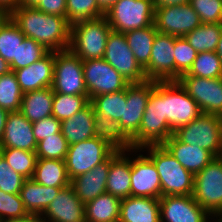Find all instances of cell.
<instances>
[{
  "mask_svg": "<svg viewBox=\"0 0 222 222\" xmlns=\"http://www.w3.org/2000/svg\"><path fill=\"white\" fill-rule=\"evenodd\" d=\"M8 16L27 38L42 44L49 51L70 47L71 24L66 17L50 15L35 7L17 6Z\"/></svg>",
  "mask_w": 222,
  "mask_h": 222,
  "instance_id": "6da1fadb",
  "label": "cell"
},
{
  "mask_svg": "<svg viewBox=\"0 0 222 222\" xmlns=\"http://www.w3.org/2000/svg\"><path fill=\"white\" fill-rule=\"evenodd\" d=\"M147 150L148 157L153 161L161 182V197L174 195H192L194 190V175L187 171L161 145H147L139 152Z\"/></svg>",
  "mask_w": 222,
  "mask_h": 222,
  "instance_id": "7a4b0ae2",
  "label": "cell"
},
{
  "mask_svg": "<svg viewBox=\"0 0 222 222\" xmlns=\"http://www.w3.org/2000/svg\"><path fill=\"white\" fill-rule=\"evenodd\" d=\"M174 132L165 119L163 102V81H155L139 131L131 138V149H140L147 145H161Z\"/></svg>",
  "mask_w": 222,
  "mask_h": 222,
  "instance_id": "3957f363",
  "label": "cell"
},
{
  "mask_svg": "<svg viewBox=\"0 0 222 222\" xmlns=\"http://www.w3.org/2000/svg\"><path fill=\"white\" fill-rule=\"evenodd\" d=\"M112 28L106 16L71 24L69 49L82 61L102 59Z\"/></svg>",
  "mask_w": 222,
  "mask_h": 222,
  "instance_id": "277c9868",
  "label": "cell"
},
{
  "mask_svg": "<svg viewBox=\"0 0 222 222\" xmlns=\"http://www.w3.org/2000/svg\"><path fill=\"white\" fill-rule=\"evenodd\" d=\"M153 0H118L106 12L112 31L125 33L154 24Z\"/></svg>",
  "mask_w": 222,
  "mask_h": 222,
  "instance_id": "5b68a950",
  "label": "cell"
},
{
  "mask_svg": "<svg viewBox=\"0 0 222 222\" xmlns=\"http://www.w3.org/2000/svg\"><path fill=\"white\" fill-rule=\"evenodd\" d=\"M174 135L181 142L204 148L218 157L222 147V117L202 113L175 130Z\"/></svg>",
  "mask_w": 222,
  "mask_h": 222,
  "instance_id": "8992f818",
  "label": "cell"
},
{
  "mask_svg": "<svg viewBox=\"0 0 222 222\" xmlns=\"http://www.w3.org/2000/svg\"><path fill=\"white\" fill-rule=\"evenodd\" d=\"M115 151L106 141L97 137L70 145L65 158L69 179L89 172L105 162Z\"/></svg>",
  "mask_w": 222,
  "mask_h": 222,
  "instance_id": "52a82bcc",
  "label": "cell"
},
{
  "mask_svg": "<svg viewBox=\"0 0 222 222\" xmlns=\"http://www.w3.org/2000/svg\"><path fill=\"white\" fill-rule=\"evenodd\" d=\"M51 88L54 93L88 95L84 81L83 61L70 49L55 51Z\"/></svg>",
  "mask_w": 222,
  "mask_h": 222,
  "instance_id": "ba28073f",
  "label": "cell"
},
{
  "mask_svg": "<svg viewBox=\"0 0 222 222\" xmlns=\"http://www.w3.org/2000/svg\"><path fill=\"white\" fill-rule=\"evenodd\" d=\"M192 196L211 217L222 210V159L216 157L194 175Z\"/></svg>",
  "mask_w": 222,
  "mask_h": 222,
  "instance_id": "9c48e42d",
  "label": "cell"
},
{
  "mask_svg": "<svg viewBox=\"0 0 222 222\" xmlns=\"http://www.w3.org/2000/svg\"><path fill=\"white\" fill-rule=\"evenodd\" d=\"M165 119L174 132L202 114L199 105L178 81H163Z\"/></svg>",
  "mask_w": 222,
  "mask_h": 222,
  "instance_id": "30bf717a",
  "label": "cell"
},
{
  "mask_svg": "<svg viewBox=\"0 0 222 222\" xmlns=\"http://www.w3.org/2000/svg\"><path fill=\"white\" fill-rule=\"evenodd\" d=\"M103 59L130 84L147 81L145 71L135 59L124 33L111 31L107 39Z\"/></svg>",
  "mask_w": 222,
  "mask_h": 222,
  "instance_id": "8fae6325",
  "label": "cell"
},
{
  "mask_svg": "<svg viewBox=\"0 0 222 222\" xmlns=\"http://www.w3.org/2000/svg\"><path fill=\"white\" fill-rule=\"evenodd\" d=\"M83 74L90 100L124 90L130 84L103 58L83 61Z\"/></svg>",
  "mask_w": 222,
  "mask_h": 222,
  "instance_id": "7c38bea8",
  "label": "cell"
},
{
  "mask_svg": "<svg viewBox=\"0 0 222 222\" xmlns=\"http://www.w3.org/2000/svg\"><path fill=\"white\" fill-rule=\"evenodd\" d=\"M177 81L199 105L203 114L222 117V77L209 79L181 75Z\"/></svg>",
  "mask_w": 222,
  "mask_h": 222,
  "instance_id": "4fadbf2b",
  "label": "cell"
},
{
  "mask_svg": "<svg viewBox=\"0 0 222 222\" xmlns=\"http://www.w3.org/2000/svg\"><path fill=\"white\" fill-rule=\"evenodd\" d=\"M201 24L199 15L189 3L155 7L154 26L160 33L184 37Z\"/></svg>",
  "mask_w": 222,
  "mask_h": 222,
  "instance_id": "5bb4252c",
  "label": "cell"
},
{
  "mask_svg": "<svg viewBox=\"0 0 222 222\" xmlns=\"http://www.w3.org/2000/svg\"><path fill=\"white\" fill-rule=\"evenodd\" d=\"M174 43L175 36L157 31L149 64L144 69L147 80L175 81Z\"/></svg>",
  "mask_w": 222,
  "mask_h": 222,
  "instance_id": "9a60e30c",
  "label": "cell"
},
{
  "mask_svg": "<svg viewBox=\"0 0 222 222\" xmlns=\"http://www.w3.org/2000/svg\"><path fill=\"white\" fill-rule=\"evenodd\" d=\"M155 81L147 80L142 83H131L126 87V104L123 116L118 121L123 132L131 139L140 129L150 93Z\"/></svg>",
  "mask_w": 222,
  "mask_h": 222,
  "instance_id": "2e32d148",
  "label": "cell"
},
{
  "mask_svg": "<svg viewBox=\"0 0 222 222\" xmlns=\"http://www.w3.org/2000/svg\"><path fill=\"white\" fill-rule=\"evenodd\" d=\"M159 203L161 222H211L210 219H214L192 195L162 196Z\"/></svg>",
  "mask_w": 222,
  "mask_h": 222,
  "instance_id": "e0dca14e",
  "label": "cell"
},
{
  "mask_svg": "<svg viewBox=\"0 0 222 222\" xmlns=\"http://www.w3.org/2000/svg\"><path fill=\"white\" fill-rule=\"evenodd\" d=\"M131 159V196L161 198V182L153 161L141 153Z\"/></svg>",
  "mask_w": 222,
  "mask_h": 222,
  "instance_id": "ac0fdd59",
  "label": "cell"
},
{
  "mask_svg": "<svg viewBox=\"0 0 222 222\" xmlns=\"http://www.w3.org/2000/svg\"><path fill=\"white\" fill-rule=\"evenodd\" d=\"M85 218V204L71 185L62 188L40 216L42 222H75Z\"/></svg>",
  "mask_w": 222,
  "mask_h": 222,
  "instance_id": "d6986e66",
  "label": "cell"
},
{
  "mask_svg": "<svg viewBox=\"0 0 222 222\" xmlns=\"http://www.w3.org/2000/svg\"><path fill=\"white\" fill-rule=\"evenodd\" d=\"M0 148L36 152L37 141L33 134V123L20 111L8 113Z\"/></svg>",
  "mask_w": 222,
  "mask_h": 222,
  "instance_id": "ffe728a7",
  "label": "cell"
},
{
  "mask_svg": "<svg viewBox=\"0 0 222 222\" xmlns=\"http://www.w3.org/2000/svg\"><path fill=\"white\" fill-rule=\"evenodd\" d=\"M55 51H49L40 60L28 67L15 70L18 84L23 93L51 87L53 83Z\"/></svg>",
  "mask_w": 222,
  "mask_h": 222,
  "instance_id": "44dd1931",
  "label": "cell"
},
{
  "mask_svg": "<svg viewBox=\"0 0 222 222\" xmlns=\"http://www.w3.org/2000/svg\"><path fill=\"white\" fill-rule=\"evenodd\" d=\"M138 151L139 149L115 151L110 156V169L106 184L107 193L120 199L131 196V157L128 156L131 155L130 152L138 153Z\"/></svg>",
  "mask_w": 222,
  "mask_h": 222,
  "instance_id": "7402d4cb",
  "label": "cell"
},
{
  "mask_svg": "<svg viewBox=\"0 0 222 222\" xmlns=\"http://www.w3.org/2000/svg\"><path fill=\"white\" fill-rule=\"evenodd\" d=\"M170 154L193 175L199 173L216 157L204 148L181 142L174 134L162 144Z\"/></svg>",
  "mask_w": 222,
  "mask_h": 222,
  "instance_id": "603a6c76",
  "label": "cell"
},
{
  "mask_svg": "<svg viewBox=\"0 0 222 222\" xmlns=\"http://www.w3.org/2000/svg\"><path fill=\"white\" fill-rule=\"evenodd\" d=\"M109 169L110 157L89 172L80 174L70 181L81 202L85 204L106 192Z\"/></svg>",
  "mask_w": 222,
  "mask_h": 222,
  "instance_id": "cb8c5ba5",
  "label": "cell"
},
{
  "mask_svg": "<svg viewBox=\"0 0 222 222\" xmlns=\"http://www.w3.org/2000/svg\"><path fill=\"white\" fill-rule=\"evenodd\" d=\"M118 222H161L159 199L140 196L121 199Z\"/></svg>",
  "mask_w": 222,
  "mask_h": 222,
  "instance_id": "d4e9b609",
  "label": "cell"
},
{
  "mask_svg": "<svg viewBox=\"0 0 222 222\" xmlns=\"http://www.w3.org/2000/svg\"><path fill=\"white\" fill-rule=\"evenodd\" d=\"M94 118L95 111L92 104L89 103L72 117L61 121V133L69 146L95 137Z\"/></svg>",
  "mask_w": 222,
  "mask_h": 222,
  "instance_id": "484cf974",
  "label": "cell"
},
{
  "mask_svg": "<svg viewBox=\"0 0 222 222\" xmlns=\"http://www.w3.org/2000/svg\"><path fill=\"white\" fill-rule=\"evenodd\" d=\"M62 188L40 185L34 179H25L20 197L28 214L41 216Z\"/></svg>",
  "mask_w": 222,
  "mask_h": 222,
  "instance_id": "4316f807",
  "label": "cell"
},
{
  "mask_svg": "<svg viewBox=\"0 0 222 222\" xmlns=\"http://www.w3.org/2000/svg\"><path fill=\"white\" fill-rule=\"evenodd\" d=\"M54 91L51 87L23 93L19 111L30 122L52 115Z\"/></svg>",
  "mask_w": 222,
  "mask_h": 222,
  "instance_id": "83f0119b",
  "label": "cell"
},
{
  "mask_svg": "<svg viewBox=\"0 0 222 222\" xmlns=\"http://www.w3.org/2000/svg\"><path fill=\"white\" fill-rule=\"evenodd\" d=\"M37 183L47 187L65 188L70 185L65 160L37 158L32 177Z\"/></svg>",
  "mask_w": 222,
  "mask_h": 222,
  "instance_id": "f1b7e54d",
  "label": "cell"
},
{
  "mask_svg": "<svg viewBox=\"0 0 222 222\" xmlns=\"http://www.w3.org/2000/svg\"><path fill=\"white\" fill-rule=\"evenodd\" d=\"M120 205V198L105 192L85 203V219L88 222H118Z\"/></svg>",
  "mask_w": 222,
  "mask_h": 222,
  "instance_id": "f546056e",
  "label": "cell"
},
{
  "mask_svg": "<svg viewBox=\"0 0 222 222\" xmlns=\"http://www.w3.org/2000/svg\"><path fill=\"white\" fill-rule=\"evenodd\" d=\"M25 35L19 27L6 15L0 22V56L4 58L12 71L17 70V51Z\"/></svg>",
  "mask_w": 222,
  "mask_h": 222,
  "instance_id": "4dcf8cb0",
  "label": "cell"
},
{
  "mask_svg": "<svg viewBox=\"0 0 222 222\" xmlns=\"http://www.w3.org/2000/svg\"><path fill=\"white\" fill-rule=\"evenodd\" d=\"M93 125L95 137L106 141L116 151L131 149V139L123 132L118 121L95 113Z\"/></svg>",
  "mask_w": 222,
  "mask_h": 222,
  "instance_id": "1f68e13d",
  "label": "cell"
},
{
  "mask_svg": "<svg viewBox=\"0 0 222 222\" xmlns=\"http://www.w3.org/2000/svg\"><path fill=\"white\" fill-rule=\"evenodd\" d=\"M156 33L157 30L154 24L152 26L124 33L128 46L143 69L149 64L152 44Z\"/></svg>",
  "mask_w": 222,
  "mask_h": 222,
  "instance_id": "d6a6232c",
  "label": "cell"
},
{
  "mask_svg": "<svg viewBox=\"0 0 222 222\" xmlns=\"http://www.w3.org/2000/svg\"><path fill=\"white\" fill-rule=\"evenodd\" d=\"M222 33V24L202 23L187 35L186 41L196 50L201 52H215Z\"/></svg>",
  "mask_w": 222,
  "mask_h": 222,
  "instance_id": "836d02e7",
  "label": "cell"
},
{
  "mask_svg": "<svg viewBox=\"0 0 222 222\" xmlns=\"http://www.w3.org/2000/svg\"><path fill=\"white\" fill-rule=\"evenodd\" d=\"M126 88L109 94L98 95L90 100L95 113L119 121L126 104Z\"/></svg>",
  "mask_w": 222,
  "mask_h": 222,
  "instance_id": "e575fe53",
  "label": "cell"
},
{
  "mask_svg": "<svg viewBox=\"0 0 222 222\" xmlns=\"http://www.w3.org/2000/svg\"><path fill=\"white\" fill-rule=\"evenodd\" d=\"M0 154L10 167L25 179L33 177L37 160L35 152L15 148H0Z\"/></svg>",
  "mask_w": 222,
  "mask_h": 222,
  "instance_id": "d590c367",
  "label": "cell"
},
{
  "mask_svg": "<svg viewBox=\"0 0 222 222\" xmlns=\"http://www.w3.org/2000/svg\"><path fill=\"white\" fill-rule=\"evenodd\" d=\"M23 92L14 71L0 76V107L8 112L19 111Z\"/></svg>",
  "mask_w": 222,
  "mask_h": 222,
  "instance_id": "8d00e7d4",
  "label": "cell"
},
{
  "mask_svg": "<svg viewBox=\"0 0 222 222\" xmlns=\"http://www.w3.org/2000/svg\"><path fill=\"white\" fill-rule=\"evenodd\" d=\"M90 103L88 95L54 93L52 115L59 121L72 117Z\"/></svg>",
  "mask_w": 222,
  "mask_h": 222,
  "instance_id": "74e56055",
  "label": "cell"
},
{
  "mask_svg": "<svg viewBox=\"0 0 222 222\" xmlns=\"http://www.w3.org/2000/svg\"><path fill=\"white\" fill-rule=\"evenodd\" d=\"M183 75H191L201 78L222 77V63L216 52L197 53L189 71Z\"/></svg>",
  "mask_w": 222,
  "mask_h": 222,
  "instance_id": "f35d334b",
  "label": "cell"
},
{
  "mask_svg": "<svg viewBox=\"0 0 222 222\" xmlns=\"http://www.w3.org/2000/svg\"><path fill=\"white\" fill-rule=\"evenodd\" d=\"M104 15L97 0H66V19L70 24Z\"/></svg>",
  "mask_w": 222,
  "mask_h": 222,
  "instance_id": "ab89813d",
  "label": "cell"
},
{
  "mask_svg": "<svg viewBox=\"0 0 222 222\" xmlns=\"http://www.w3.org/2000/svg\"><path fill=\"white\" fill-rule=\"evenodd\" d=\"M68 147L67 140L60 132L54 134V136L45 137L44 140L38 142L35 153L37 158L65 160Z\"/></svg>",
  "mask_w": 222,
  "mask_h": 222,
  "instance_id": "60d3db41",
  "label": "cell"
},
{
  "mask_svg": "<svg viewBox=\"0 0 222 222\" xmlns=\"http://www.w3.org/2000/svg\"><path fill=\"white\" fill-rule=\"evenodd\" d=\"M174 61H175V81L187 73L196 58V50L186 41L184 37H176L174 43Z\"/></svg>",
  "mask_w": 222,
  "mask_h": 222,
  "instance_id": "b9f144b4",
  "label": "cell"
},
{
  "mask_svg": "<svg viewBox=\"0 0 222 222\" xmlns=\"http://www.w3.org/2000/svg\"><path fill=\"white\" fill-rule=\"evenodd\" d=\"M49 50L37 41L25 37L17 51V70L28 67L44 57Z\"/></svg>",
  "mask_w": 222,
  "mask_h": 222,
  "instance_id": "7bdbcfd3",
  "label": "cell"
},
{
  "mask_svg": "<svg viewBox=\"0 0 222 222\" xmlns=\"http://www.w3.org/2000/svg\"><path fill=\"white\" fill-rule=\"evenodd\" d=\"M189 4L206 24H222V0H190Z\"/></svg>",
  "mask_w": 222,
  "mask_h": 222,
  "instance_id": "ee69618b",
  "label": "cell"
},
{
  "mask_svg": "<svg viewBox=\"0 0 222 222\" xmlns=\"http://www.w3.org/2000/svg\"><path fill=\"white\" fill-rule=\"evenodd\" d=\"M29 215L25 210L20 194L5 193L0 190V221L18 219Z\"/></svg>",
  "mask_w": 222,
  "mask_h": 222,
  "instance_id": "f6af8a7d",
  "label": "cell"
},
{
  "mask_svg": "<svg viewBox=\"0 0 222 222\" xmlns=\"http://www.w3.org/2000/svg\"><path fill=\"white\" fill-rule=\"evenodd\" d=\"M25 178L14 171L0 154V190L19 194Z\"/></svg>",
  "mask_w": 222,
  "mask_h": 222,
  "instance_id": "bcb514c9",
  "label": "cell"
},
{
  "mask_svg": "<svg viewBox=\"0 0 222 222\" xmlns=\"http://www.w3.org/2000/svg\"><path fill=\"white\" fill-rule=\"evenodd\" d=\"M60 132L61 121L56 119L53 115L33 122V134L37 143L44 140L45 137L54 136V134Z\"/></svg>",
  "mask_w": 222,
  "mask_h": 222,
  "instance_id": "7dc6e473",
  "label": "cell"
},
{
  "mask_svg": "<svg viewBox=\"0 0 222 222\" xmlns=\"http://www.w3.org/2000/svg\"><path fill=\"white\" fill-rule=\"evenodd\" d=\"M35 8L46 14L66 17V0H40Z\"/></svg>",
  "mask_w": 222,
  "mask_h": 222,
  "instance_id": "c3c4849f",
  "label": "cell"
},
{
  "mask_svg": "<svg viewBox=\"0 0 222 222\" xmlns=\"http://www.w3.org/2000/svg\"><path fill=\"white\" fill-rule=\"evenodd\" d=\"M19 0H0V9L8 15L14 8L18 6Z\"/></svg>",
  "mask_w": 222,
  "mask_h": 222,
  "instance_id": "681fc988",
  "label": "cell"
},
{
  "mask_svg": "<svg viewBox=\"0 0 222 222\" xmlns=\"http://www.w3.org/2000/svg\"><path fill=\"white\" fill-rule=\"evenodd\" d=\"M190 0H155V7L174 6L189 3Z\"/></svg>",
  "mask_w": 222,
  "mask_h": 222,
  "instance_id": "f907efd6",
  "label": "cell"
},
{
  "mask_svg": "<svg viewBox=\"0 0 222 222\" xmlns=\"http://www.w3.org/2000/svg\"><path fill=\"white\" fill-rule=\"evenodd\" d=\"M0 222H42L40 216L29 214L23 218L18 219H6L1 220Z\"/></svg>",
  "mask_w": 222,
  "mask_h": 222,
  "instance_id": "816d5d0a",
  "label": "cell"
},
{
  "mask_svg": "<svg viewBox=\"0 0 222 222\" xmlns=\"http://www.w3.org/2000/svg\"><path fill=\"white\" fill-rule=\"evenodd\" d=\"M8 113H9L8 111H6L0 107V143L2 141V136L4 133V127L6 124V119H7Z\"/></svg>",
  "mask_w": 222,
  "mask_h": 222,
  "instance_id": "f5cc1de1",
  "label": "cell"
},
{
  "mask_svg": "<svg viewBox=\"0 0 222 222\" xmlns=\"http://www.w3.org/2000/svg\"><path fill=\"white\" fill-rule=\"evenodd\" d=\"M11 71L10 64L0 56V76Z\"/></svg>",
  "mask_w": 222,
  "mask_h": 222,
  "instance_id": "db71d44e",
  "label": "cell"
},
{
  "mask_svg": "<svg viewBox=\"0 0 222 222\" xmlns=\"http://www.w3.org/2000/svg\"><path fill=\"white\" fill-rule=\"evenodd\" d=\"M118 0H97L99 7L106 12Z\"/></svg>",
  "mask_w": 222,
  "mask_h": 222,
  "instance_id": "11a10c76",
  "label": "cell"
},
{
  "mask_svg": "<svg viewBox=\"0 0 222 222\" xmlns=\"http://www.w3.org/2000/svg\"><path fill=\"white\" fill-rule=\"evenodd\" d=\"M40 0H19L18 6L35 7Z\"/></svg>",
  "mask_w": 222,
  "mask_h": 222,
  "instance_id": "9f6ffc18",
  "label": "cell"
},
{
  "mask_svg": "<svg viewBox=\"0 0 222 222\" xmlns=\"http://www.w3.org/2000/svg\"><path fill=\"white\" fill-rule=\"evenodd\" d=\"M215 52L217 53V55L220 58L221 63H222V33H221L220 40L217 44V48H216Z\"/></svg>",
  "mask_w": 222,
  "mask_h": 222,
  "instance_id": "6f0895ef",
  "label": "cell"
},
{
  "mask_svg": "<svg viewBox=\"0 0 222 222\" xmlns=\"http://www.w3.org/2000/svg\"><path fill=\"white\" fill-rule=\"evenodd\" d=\"M213 218H215L214 222H222V210L219 211ZM217 220V221H216Z\"/></svg>",
  "mask_w": 222,
  "mask_h": 222,
  "instance_id": "680465c9",
  "label": "cell"
},
{
  "mask_svg": "<svg viewBox=\"0 0 222 222\" xmlns=\"http://www.w3.org/2000/svg\"><path fill=\"white\" fill-rule=\"evenodd\" d=\"M5 16L6 14L0 9V22L3 20Z\"/></svg>",
  "mask_w": 222,
  "mask_h": 222,
  "instance_id": "91938a15",
  "label": "cell"
},
{
  "mask_svg": "<svg viewBox=\"0 0 222 222\" xmlns=\"http://www.w3.org/2000/svg\"><path fill=\"white\" fill-rule=\"evenodd\" d=\"M75 222H88V221L84 218L82 220H78V221H75Z\"/></svg>",
  "mask_w": 222,
  "mask_h": 222,
  "instance_id": "94428289",
  "label": "cell"
},
{
  "mask_svg": "<svg viewBox=\"0 0 222 222\" xmlns=\"http://www.w3.org/2000/svg\"><path fill=\"white\" fill-rule=\"evenodd\" d=\"M220 159H222V147H221V152H220V154H219V156H218Z\"/></svg>",
  "mask_w": 222,
  "mask_h": 222,
  "instance_id": "6125c7cd",
  "label": "cell"
}]
</instances>
